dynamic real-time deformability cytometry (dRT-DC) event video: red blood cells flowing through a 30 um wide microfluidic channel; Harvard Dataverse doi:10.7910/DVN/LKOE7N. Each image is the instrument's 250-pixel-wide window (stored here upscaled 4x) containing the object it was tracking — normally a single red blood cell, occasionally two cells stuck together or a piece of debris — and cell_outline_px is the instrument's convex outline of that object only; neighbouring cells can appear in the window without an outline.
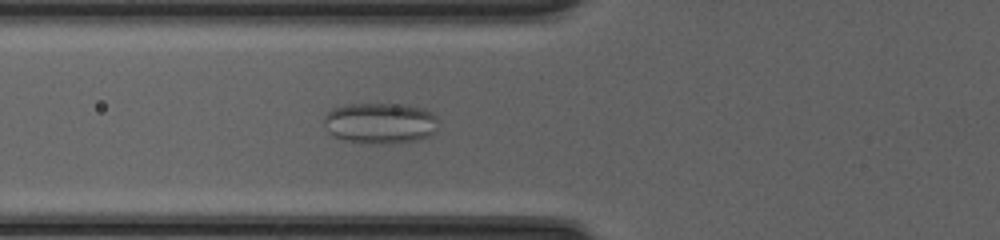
{"species": "common noctule bat (a hibernating species)", "species_latin": "Nyctalus noctula", "temperature_condition": "cold", "stored_images_in_passage": 42, "camera_frame_rate_fps": 3000, "um_per_image_px": 0.085, "animal": {"sex": "female", "body_mass_g": 20.0, "forearm_length_mm": 54.0}, "frame": {"image": 1, "passage_image": 14, "time_ms": 4.333, "image_size_px": [1000, 240], "cell_outline_px": [[436, 132], [420, 140], [392, 144], [368, 144], [344, 140], [332, 136], [328, 132], [324, 124], [324, 116], [332, 108], [348, 104], [408, 104], [424, 108], [432, 112], [436, 116]], "centroid_in_image_um": [32.32, 10.48], "position_along_channel_um": 93.5, "area_um2": 27.86}}
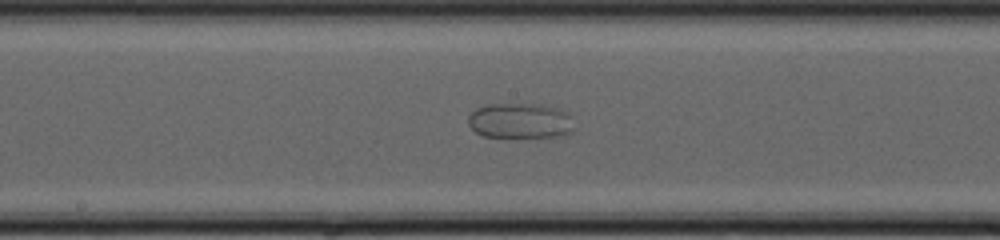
{"frame": {"image": 2, "passage_image": 22, "time_ms": 7.0, "image_size_px": [1000, 240], "cell_outline_px": [[572, 132], [564, 136], [484, 136], [476, 132], [468, 124], [468, 116], [476, 108], [488, 104], [540, 104], [560, 108], [568, 112], [572, 128]], "centroid_in_image_um": [44.21, 10.24], "position_along_channel_um": 204.0, "area_um2": 21.62}}
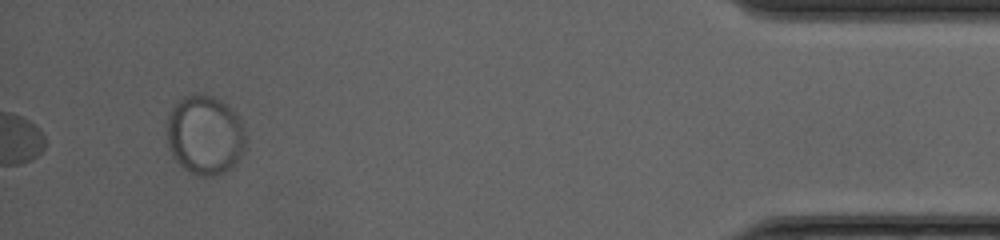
{"frame": {"image": 3, "passage_image": 42, "time_ms": 13.667, "image_size_px": [1000, 240], "cell_outline_px": [[244, 148], [240, 156], [224, 172], [216, 176], [196, 176], [188, 172], [172, 156], [168, 144], [168, 112], [188, 92], [204, 92], [220, 100], [236, 116], [244, 128]], "centroid_in_image_um": [17.37, 11.46], "position_along_channel_um": 417.8, "area_um2": 36.18}}